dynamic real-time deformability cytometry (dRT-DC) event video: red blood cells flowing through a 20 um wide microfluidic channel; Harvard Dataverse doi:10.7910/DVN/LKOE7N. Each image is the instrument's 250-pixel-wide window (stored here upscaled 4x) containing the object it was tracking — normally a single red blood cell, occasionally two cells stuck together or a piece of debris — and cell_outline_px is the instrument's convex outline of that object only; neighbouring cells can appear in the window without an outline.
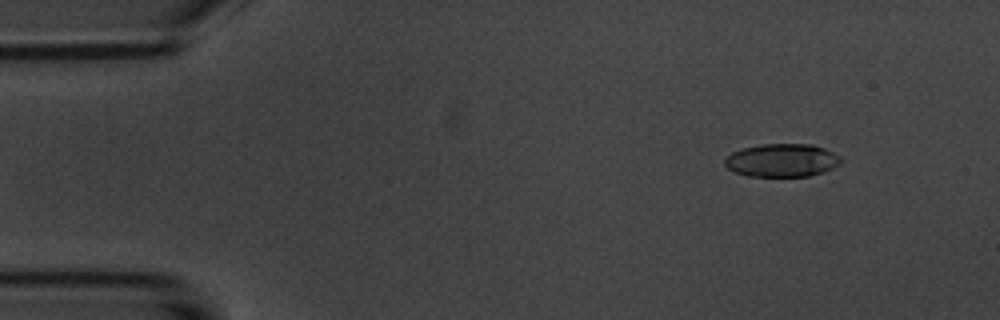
{"species": "common noctule bat (a hibernating species)", "species_latin": "Nyctalus noctula", "temperature_condition": "room temperature", "stored_images_in_passage": 5, "camera_frame_rate_fps": 3000, "um_per_image_px": 0.085, "animal": {"sex": "male", "body_mass_g": 20.1, "forearm_length_mm": 53.5}, "frame": {"image": 1, "passage_image": 1, "time_ms": 0.0, "image_size_px": [1000, 320], "cell_outline_px": [[844, 160], [840, 164], [824, 172], [808, 176], [748, 176], [736, 172], [728, 168], [724, 164], [724, 160], [732, 152], [744, 148], [760, 144], [812, 144], [824, 148], [840, 156]], "centroid_in_image_um": [66.49, 13.62], "position_along_channel_um": 18.5, "area_um2": 22.43}}
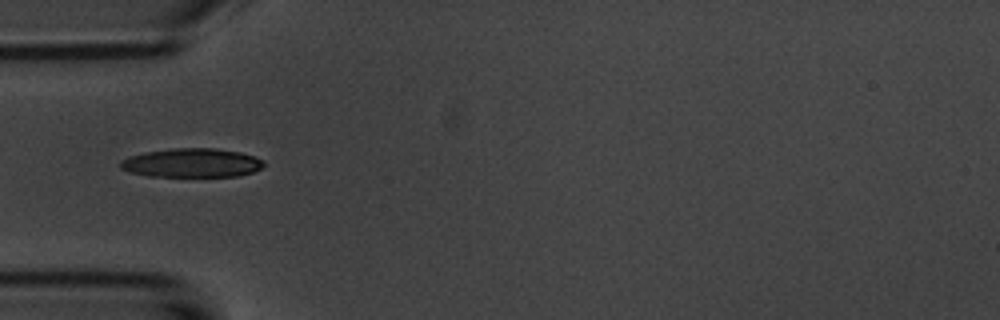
{"frame": {"image": 2, "passage_image": 4, "time_ms": 3.667, "image_size_px": [1000, 320], "cell_outline_px": [[264, 164], [260, 168], [252, 172], [240, 176], [148, 176], [132, 172], [120, 168], [120, 160], [128, 156], [144, 152], [172, 148], [216, 148], [240, 152], [256, 156], [264, 160]], "centroid_in_image_um": [16.31, 13.83], "position_along_channel_um": 68.7, "area_um2": 24.28}}